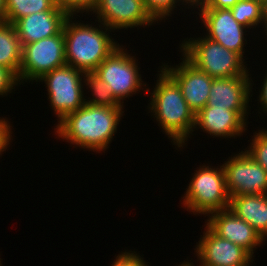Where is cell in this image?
Segmentation results:
<instances>
[{"label":"cell","mask_w":267,"mask_h":266,"mask_svg":"<svg viewBox=\"0 0 267 266\" xmlns=\"http://www.w3.org/2000/svg\"><path fill=\"white\" fill-rule=\"evenodd\" d=\"M124 107L85 103L54 124L55 139L68 142L70 147L105 153L118 131L122 116H125Z\"/></svg>","instance_id":"obj_1"},{"label":"cell","mask_w":267,"mask_h":266,"mask_svg":"<svg viewBox=\"0 0 267 266\" xmlns=\"http://www.w3.org/2000/svg\"><path fill=\"white\" fill-rule=\"evenodd\" d=\"M156 76L153 89L147 86L145 92L150 96L147 114L150 113L161 132L167 139L170 138L172 146L176 145L175 149L182 152L181 149L187 147V141L194 136L195 114L186 103L180 87L160 66Z\"/></svg>","instance_id":"obj_2"},{"label":"cell","mask_w":267,"mask_h":266,"mask_svg":"<svg viewBox=\"0 0 267 266\" xmlns=\"http://www.w3.org/2000/svg\"><path fill=\"white\" fill-rule=\"evenodd\" d=\"M75 17L78 19L69 16L63 26L66 64L84 73L94 72L121 44L112 37L113 31L99 21L84 23Z\"/></svg>","instance_id":"obj_3"},{"label":"cell","mask_w":267,"mask_h":266,"mask_svg":"<svg viewBox=\"0 0 267 266\" xmlns=\"http://www.w3.org/2000/svg\"><path fill=\"white\" fill-rule=\"evenodd\" d=\"M201 34L203 36L183 38L179 43V54L188 62L214 79L251 76L247 68L250 64L239 54Z\"/></svg>","instance_id":"obj_4"},{"label":"cell","mask_w":267,"mask_h":266,"mask_svg":"<svg viewBox=\"0 0 267 266\" xmlns=\"http://www.w3.org/2000/svg\"><path fill=\"white\" fill-rule=\"evenodd\" d=\"M201 163L187 185L181 197V207L189 214L206 215L229 208L230 195L226 187V178L222 163L211 166L210 162ZM202 164V165H201Z\"/></svg>","instance_id":"obj_5"},{"label":"cell","mask_w":267,"mask_h":266,"mask_svg":"<svg viewBox=\"0 0 267 266\" xmlns=\"http://www.w3.org/2000/svg\"><path fill=\"white\" fill-rule=\"evenodd\" d=\"M131 50L121 44L94 71L110 87L114 98L123 106L125 100L128 102L126 98L147 91L149 86L143 81L139 61L135 54L130 53Z\"/></svg>","instance_id":"obj_6"},{"label":"cell","mask_w":267,"mask_h":266,"mask_svg":"<svg viewBox=\"0 0 267 266\" xmlns=\"http://www.w3.org/2000/svg\"><path fill=\"white\" fill-rule=\"evenodd\" d=\"M85 73L65 64L44 74L36 82L45 84L47 100L58 123L65 115L81 108L87 97L84 96Z\"/></svg>","instance_id":"obj_7"},{"label":"cell","mask_w":267,"mask_h":266,"mask_svg":"<svg viewBox=\"0 0 267 266\" xmlns=\"http://www.w3.org/2000/svg\"><path fill=\"white\" fill-rule=\"evenodd\" d=\"M66 64L63 30L54 36L22 47V63L18 80L21 85L33 84L44 74Z\"/></svg>","instance_id":"obj_8"},{"label":"cell","mask_w":267,"mask_h":266,"mask_svg":"<svg viewBox=\"0 0 267 266\" xmlns=\"http://www.w3.org/2000/svg\"><path fill=\"white\" fill-rule=\"evenodd\" d=\"M196 10L194 11L195 15L199 16L196 15V20L193 22L199 18L201 25L203 24L201 30L204 29L202 32L207 38L236 52L245 61L249 59L244 55H246L245 52H249V50L245 51V47L248 45V41L251 42V40H247L251 30L238 23L230 9L197 8Z\"/></svg>","instance_id":"obj_9"},{"label":"cell","mask_w":267,"mask_h":266,"mask_svg":"<svg viewBox=\"0 0 267 266\" xmlns=\"http://www.w3.org/2000/svg\"><path fill=\"white\" fill-rule=\"evenodd\" d=\"M230 156L222 164L229 195H266L267 171L243 149Z\"/></svg>","instance_id":"obj_10"},{"label":"cell","mask_w":267,"mask_h":266,"mask_svg":"<svg viewBox=\"0 0 267 266\" xmlns=\"http://www.w3.org/2000/svg\"><path fill=\"white\" fill-rule=\"evenodd\" d=\"M113 32L156 25L143 0H98L91 15ZM117 30V31H116Z\"/></svg>","instance_id":"obj_11"},{"label":"cell","mask_w":267,"mask_h":266,"mask_svg":"<svg viewBox=\"0 0 267 266\" xmlns=\"http://www.w3.org/2000/svg\"><path fill=\"white\" fill-rule=\"evenodd\" d=\"M193 255L197 266H248L254 258L242 247L216 235L206 224Z\"/></svg>","instance_id":"obj_12"},{"label":"cell","mask_w":267,"mask_h":266,"mask_svg":"<svg viewBox=\"0 0 267 266\" xmlns=\"http://www.w3.org/2000/svg\"><path fill=\"white\" fill-rule=\"evenodd\" d=\"M254 82L252 75L213 79L206 106L234 110L249 124L247 121L248 115L251 114L249 102L254 100L253 92L257 88H253L256 85Z\"/></svg>","instance_id":"obj_13"},{"label":"cell","mask_w":267,"mask_h":266,"mask_svg":"<svg viewBox=\"0 0 267 266\" xmlns=\"http://www.w3.org/2000/svg\"><path fill=\"white\" fill-rule=\"evenodd\" d=\"M179 57L181 62L178 65L161 62L160 67L177 83L186 103L196 115L208 103L214 78L194 67L182 55Z\"/></svg>","instance_id":"obj_14"},{"label":"cell","mask_w":267,"mask_h":266,"mask_svg":"<svg viewBox=\"0 0 267 266\" xmlns=\"http://www.w3.org/2000/svg\"><path fill=\"white\" fill-rule=\"evenodd\" d=\"M204 223L219 237L227 239L245 249L254 259L255 250L266 245L262 236L247 222L240 219L229 208L213 212Z\"/></svg>","instance_id":"obj_15"},{"label":"cell","mask_w":267,"mask_h":266,"mask_svg":"<svg viewBox=\"0 0 267 266\" xmlns=\"http://www.w3.org/2000/svg\"><path fill=\"white\" fill-rule=\"evenodd\" d=\"M248 123L234 110L205 106L195 115L193 133L200 129L210 138H240L248 131ZM247 130V131H246Z\"/></svg>","instance_id":"obj_16"},{"label":"cell","mask_w":267,"mask_h":266,"mask_svg":"<svg viewBox=\"0 0 267 266\" xmlns=\"http://www.w3.org/2000/svg\"><path fill=\"white\" fill-rule=\"evenodd\" d=\"M69 15L63 10H47L18 19L13 25L22 47L59 34Z\"/></svg>","instance_id":"obj_17"},{"label":"cell","mask_w":267,"mask_h":266,"mask_svg":"<svg viewBox=\"0 0 267 266\" xmlns=\"http://www.w3.org/2000/svg\"><path fill=\"white\" fill-rule=\"evenodd\" d=\"M229 209L267 241V194L230 196Z\"/></svg>","instance_id":"obj_18"},{"label":"cell","mask_w":267,"mask_h":266,"mask_svg":"<svg viewBox=\"0 0 267 266\" xmlns=\"http://www.w3.org/2000/svg\"><path fill=\"white\" fill-rule=\"evenodd\" d=\"M22 63V45L12 23H0V66L10 69L17 77Z\"/></svg>","instance_id":"obj_19"},{"label":"cell","mask_w":267,"mask_h":266,"mask_svg":"<svg viewBox=\"0 0 267 266\" xmlns=\"http://www.w3.org/2000/svg\"><path fill=\"white\" fill-rule=\"evenodd\" d=\"M235 20L247 27L255 36V29L261 30L260 35L264 36L267 28V17L264 12L263 4L256 0H240L232 8H230ZM252 28V29H251ZM262 28V29H259Z\"/></svg>","instance_id":"obj_20"},{"label":"cell","mask_w":267,"mask_h":266,"mask_svg":"<svg viewBox=\"0 0 267 266\" xmlns=\"http://www.w3.org/2000/svg\"><path fill=\"white\" fill-rule=\"evenodd\" d=\"M6 22L14 24L18 19L47 10H62L54 0H5Z\"/></svg>","instance_id":"obj_21"},{"label":"cell","mask_w":267,"mask_h":266,"mask_svg":"<svg viewBox=\"0 0 267 266\" xmlns=\"http://www.w3.org/2000/svg\"><path fill=\"white\" fill-rule=\"evenodd\" d=\"M84 86H86L84 91L91 92V97L84 99L86 104L109 107L123 106L114 98L110 87L94 72L85 73Z\"/></svg>","instance_id":"obj_22"},{"label":"cell","mask_w":267,"mask_h":266,"mask_svg":"<svg viewBox=\"0 0 267 266\" xmlns=\"http://www.w3.org/2000/svg\"><path fill=\"white\" fill-rule=\"evenodd\" d=\"M143 1L147 12L159 25L163 21H164L163 23H165L166 20L172 19L170 17H172V14L174 13L177 14L176 13L177 8L178 10H182L181 12L183 11L185 12L189 9L188 7H185L186 5L181 0H143Z\"/></svg>","instance_id":"obj_23"},{"label":"cell","mask_w":267,"mask_h":266,"mask_svg":"<svg viewBox=\"0 0 267 266\" xmlns=\"http://www.w3.org/2000/svg\"><path fill=\"white\" fill-rule=\"evenodd\" d=\"M253 132L250 136L252 139L247 141H251L250 144L248 143L249 146L244 147L243 150L267 171V128L262 127Z\"/></svg>","instance_id":"obj_24"},{"label":"cell","mask_w":267,"mask_h":266,"mask_svg":"<svg viewBox=\"0 0 267 266\" xmlns=\"http://www.w3.org/2000/svg\"><path fill=\"white\" fill-rule=\"evenodd\" d=\"M55 4L69 16L91 15L98 0H54ZM84 13V14H83ZM79 14V15H77Z\"/></svg>","instance_id":"obj_25"},{"label":"cell","mask_w":267,"mask_h":266,"mask_svg":"<svg viewBox=\"0 0 267 266\" xmlns=\"http://www.w3.org/2000/svg\"><path fill=\"white\" fill-rule=\"evenodd\" d=\"M20 85L18 77L10 69L0 66V97L8 98L10 93L15 94V89H18Z\"/></svg>","instance_id":"obj_26"},{"label":"cell","mask_w":267,"mask_h":266,"mask_svg":"<svg viewBox=\"0 0 267 266\" xmlns=\"http://www.w3.org/2000/svg\"><path fill=\"white\" fill-rule=\"evenodd\" d=\"M136 252L135 249L134 251L125 249V251L119 252L110 266H150L149 262L144 260V255Z\"/></svg>","instance_id":"obj_27"},{"label":"cell","mask_w":267,"mask_h":266,"mask_svg":"<svg viewBox=\"0 0 267 266\" xmlns=\"http://www.w3.org/2000/svg\"><path fill=\"white\" fill-rule=\"evenodd\" d=\"M13 122L6 117H0V148H9L13 142ZM11 143V144H10Z\"/></svg>","instance_id":"obj_28"},{"label":"cell","mask_w":267,"mask_h":266,"mask_svg":"<svg viewBox=\"0 0 267 266\" xmlns=\"http://www.w3.org/2000/svg\"><path fill=\"white\" fill-rule=\"evenodd\" d=\"M262 75H265L262 77L263 78L262 79L263 81L261 82L262 85H260V88L259 87L257 88V89H259V91L256 92V93H259L257 95V101H258L257 102L258 103L257 108L260 105V107L257 110L258 111L257 113L260 114V116H261L260 119H263V118L266 119L267 118L266 117L267 116V68L265 70V74H262Z\"/></svg>","instance_id":"obj_29"},{"label":"cell","mask_w":267,"mask_h":266,"mask_svg":"<svg viewBox=\"0 0 267 266\" xmlns=\"http://www.w3.org/2000/svg\"><path fill=\"white\" fill-rule=\"evenodd\" d=\"M240 0H205L198 8L230 9Z\"/></svg>","instance_id":"obj_30"},{"label":"cell","mask_w":267,"mask_h":266,"mask_svg":"<svg viewBox=\"0 0 267 266\" xmlns=\"http://www.w3.org/2000/svg\"><path fill=\"white\" fill-rule=\"evenodd\" d=\"M186 7H188L189 9H191L192 11H195L199 6H201L205 0H181Z\"/></svg>","instance_id":"obj_31"},{"label":"cell","mask_w":267,"mask_h":266,"mask_svg":"<svg viewBox=\"0 0 267 266\" xmlns=\"http://www.w3.org/2000/svg\"><path fill=\"white\" fill-rule=\"evenodd\" d=\"M6 22V1L0 0V23Z\"/></svg>","instance_id":"obj_32"},{"label":"cell","mask_w":267,"mask_h":266,"mask_svg":"<svg viewBox=\"0 0 267 266\" xmlns=\"http://www.w3.org/2000/svg\"><path fill=\"white\" fill-rule=\"evenodd\" d=\"M175 266H195V264L191 260H189L187 257L186 261L184 260V262L182 261V262H180L179 265H175Z\"/></svg>","instance_id":"obj_33"},{"label":"cell","mask_w":267,"mask_h":266,"mask_svg":"<svg viewBox=\"0 0 267 266\" xmlns=\"http://www.w3.org/2000/svg\"><path fill=\"white\" fill-rule=\"evenodd\" d=\"M264 35H265L266 37H265V36H264V37H262V36L259 37L260 35L258 34V36H255V39L258 37V40L261 41L259 38H262V39L265 38V41L267 42V28H266V31H265Z\"/></svg>","instance_id":"obj_34"},{"label":"cell","mask_w":267,"mask_h":266,"mask_svg":"<svg viewBox=\"0 0 267 266\" xmlns=\"http://www.w3.org/2000/svg\"><path fill=\"white\" fill-rule=\"evenodd\" d=\"M8 149H10V148H0V158L2 157V155H3L4 153H6V152H5L6 150L8 151Z\"/></svg>","instance_id":"obj_35"},{"label":"cell","mask_w":267,"mask_h":266,"mask_svg":"<svg viewBox=\"0 0 267 266\" xmlns=\"http://www.w3.org/2000/svg\"><path fill=\"white\" fill-rule=\"evenodd\" d=\"M263 7H264V12H265V15L267 17V0H265L264 4H263Z\"/></svg>","instance_id":"obj_36"},{"label":"cell","mask_w":267,"mask_h":266,"mask_svg":"<svg viewBox=\"0 0 267 266\" xmlns=\"http://www.w3.org/2000/svg\"><path fill=\"white\" fill-rule=\"evenodd\" d=\"M256 1H259L261 2L262 4H264L265 0H256Z\"/></svg>","instance_id":"obj_37"},{"label":"cell","mask_w":267,"mask_h":266,"mask_svg":"<svg viewBox=\"0 0 267 266\" xmlns=\"http://www.w3.org/2000/svg\"><path fill=\"white\" fill-rule=\"evenodd\" d=\"M1 256V255H0ZM1 260H3L2 258H0V266H3V264H1V263H3V262H1Z\"/></svg>","instance_id":"obj_38"}]
</instances>
